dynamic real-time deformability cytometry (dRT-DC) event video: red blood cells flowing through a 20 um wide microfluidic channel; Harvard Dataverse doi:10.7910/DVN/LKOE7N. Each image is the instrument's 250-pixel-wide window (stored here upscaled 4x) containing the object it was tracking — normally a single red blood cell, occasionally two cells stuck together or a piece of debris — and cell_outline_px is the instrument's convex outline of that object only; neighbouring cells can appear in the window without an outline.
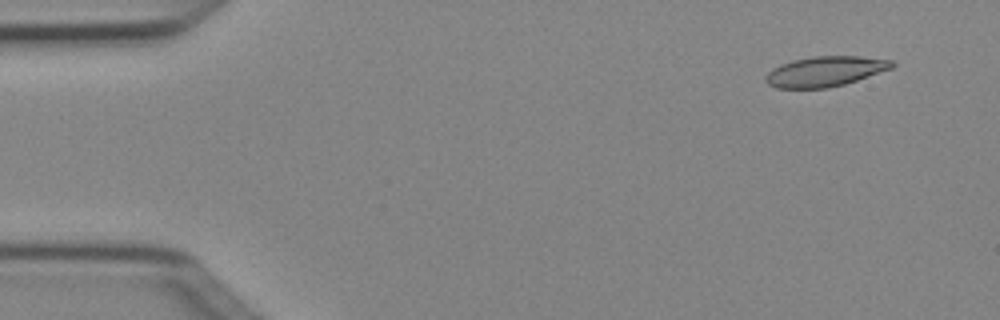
{"species": "Egyptian fruit bat (a non-hibernating species)", "species_latin": "Rousettus aegyptiacus", "temperature_condition": "cold", "stored_images_in_passage": 4, "camera_frame_rate_fps": 3000, "um_per_image_px": 0.085, "animal": {"sex": "female"}, "frame": {"image": 1, "passage_image": 1, "time_ms": 0.0, "image_size_px": [1000, 320], "cell_outline_px": [[896, 64], [892, 68], [844, 84], [828, 88], [776, 88], [768, 84], [764, 80], [764, 76], [772, 68], [780, 64], [792, 60], [812, 56], [860, 56], [892, 60]], "centroid_in_image_um": [70.1, 6.06], "position_along_channel_um": 14.9, "area_um2": 22.25}}
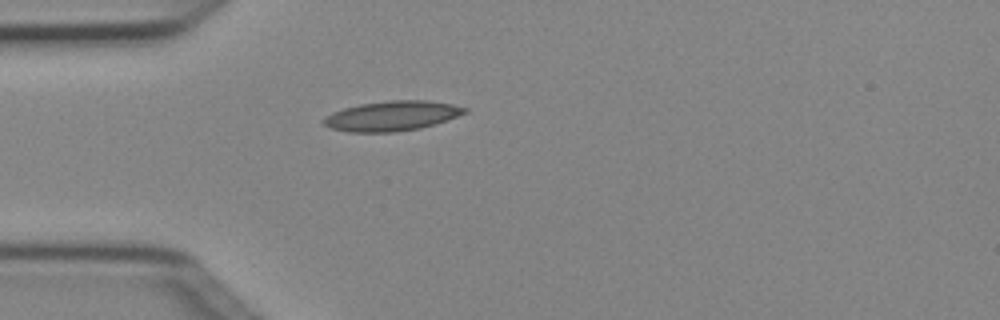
{"frame": {"image": 2, "passage_image": 4, "time_ms": 1.0, "image_size_px": [1000, 320], "cell_outline_px": [[468, 112], [420, 128], [396, 132], [348, 132], [332, 128], [324, 124], [324, 120], [332, 112], [344, 108], [360, 104], [392, 100], [424, 100], [452, 104], [468, 108]], "centroid_in_image_um": [33.32, 9.85], "position_along_channel_um": 51.7, "area_um2": 24.16}}